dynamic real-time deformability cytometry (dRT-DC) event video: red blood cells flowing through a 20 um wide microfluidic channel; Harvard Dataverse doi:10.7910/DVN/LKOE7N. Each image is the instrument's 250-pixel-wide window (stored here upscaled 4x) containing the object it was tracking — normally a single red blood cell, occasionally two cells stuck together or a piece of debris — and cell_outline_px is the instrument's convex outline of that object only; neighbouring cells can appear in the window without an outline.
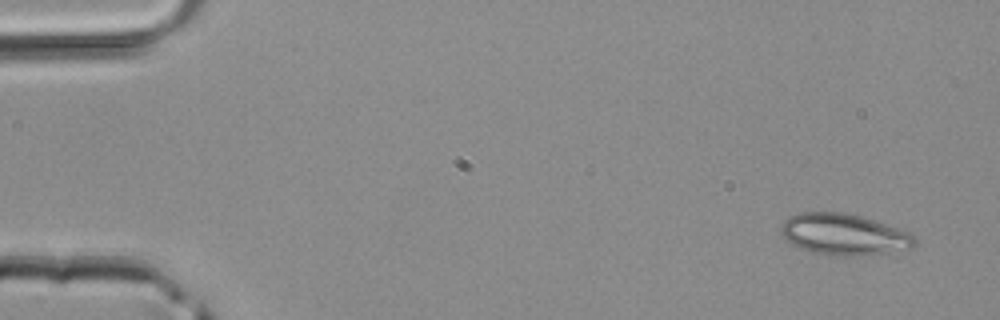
{"species": "common noctule bat (a hibernating species)", "species_latin": "Nyctalus noctula", "temperature_condition": "room temperature", "stored_images_in_passage": 4, "camera_frame_rate_fps": 3000, "um_per_image_px": 0.085, "animal": {"sex": "male", "body_mass_g": 20.4}, "frame": {"image": 1, "passage_image": 1, "time_ms": 0.0, "image_size_px": [1000, 320], "cell_outline_px": [[916, 244], [912, 248], [868, 256], [828, 256], [812, 252], [800, 248], [792, 244], [784, 236], [780, 228], [780, 224], [788, 216], [800, 212], [840, 212], [860, 216], [912, 232], [916, 240]], "centroid_in_image_um": [71.75, 19.94], "position_along_channel_um": 13.2, "area_um2": 32.6}}